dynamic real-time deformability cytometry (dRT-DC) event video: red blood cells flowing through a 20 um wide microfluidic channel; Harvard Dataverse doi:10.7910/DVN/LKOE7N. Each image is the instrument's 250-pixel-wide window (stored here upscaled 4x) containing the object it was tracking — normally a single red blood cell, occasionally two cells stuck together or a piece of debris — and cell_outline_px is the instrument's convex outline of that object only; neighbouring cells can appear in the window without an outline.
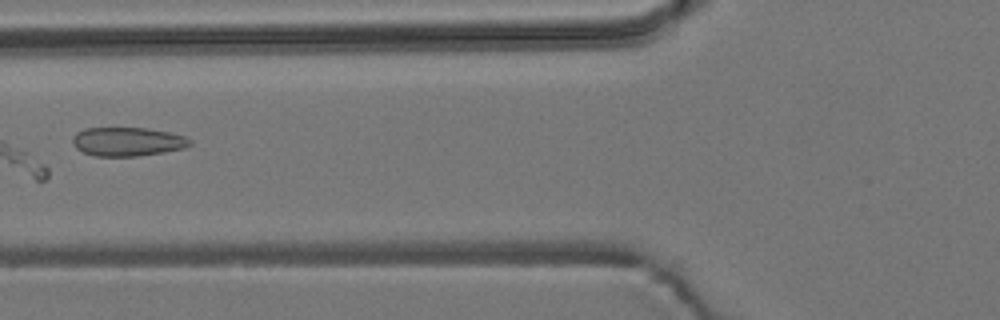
{"species": "common noctule bat (a hibernating species)", "species_latin": "Nyctalus noctula", "temperature_condition": "room temperature", "stored_images_in_passage": 6, "camera_frame_rate_fps": 3000, "um_per_image_px": 0.085, "animal": {"sex": "male", "body_mass_g": 19.2, "forearm_length_mm": 51.8}, "frame": {"image": 1, "passage_image": 6, "time_ms": 1.667, "image_size_px": [1000, 320], "cell_outline_px": [[192, 144], [184, 148], [164, 152], [140, 156], [96, 156], [84, 152], [76, 148], [72, 144], [72, 136], [76, 132], [84, 128], [148, 128], [168, 132], [184, 136], [192, 140]], "centroid_in_image_um": [10.83, 12.04], "position_along_channel_um": 115.0, "area_um2": 19.83}}